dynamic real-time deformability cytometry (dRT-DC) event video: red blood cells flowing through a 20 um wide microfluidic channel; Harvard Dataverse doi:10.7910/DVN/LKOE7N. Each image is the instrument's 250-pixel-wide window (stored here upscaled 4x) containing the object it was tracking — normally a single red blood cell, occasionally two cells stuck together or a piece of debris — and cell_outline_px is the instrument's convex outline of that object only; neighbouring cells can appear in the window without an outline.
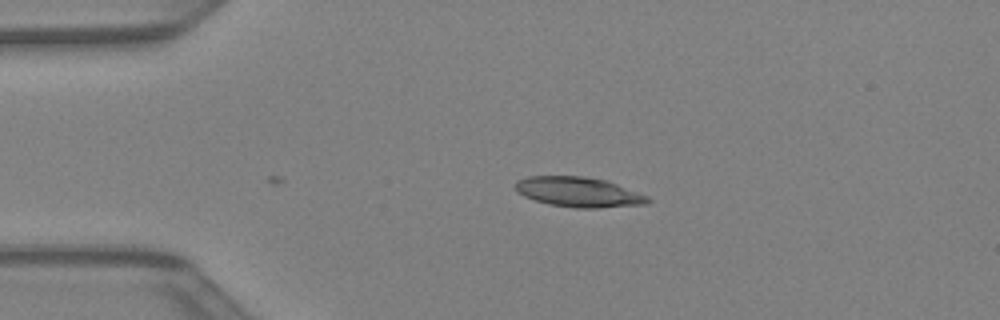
{"species": "Egyptian fruit bat (a non-hibernating species)", "species_latin": "Rousettus aegyptiacus", "temperature_condition": "warm", "stored_images_in_passage": 3, "camera_frame_rate_fps": 3000, "um_per_image_px": 0.085, "animal": {"sex": "female"}, "frame": {"image": 1, "passage_image": 3, "time_ms": 0.667, "image_size_px": [1000, 320], "cell_outline_px": [[652, 200], [648, 204], [596, 208], [576, 208], [548, 204], [524, 196], [516, 192], [516, 180], [528, 176], [584, 176], [604, 180], [616, 184], [648, 196]], "centroid_in_image_um": [49.18, 16.33], "position_along_channel_um": 35.8, "area_um2": 23.06}}